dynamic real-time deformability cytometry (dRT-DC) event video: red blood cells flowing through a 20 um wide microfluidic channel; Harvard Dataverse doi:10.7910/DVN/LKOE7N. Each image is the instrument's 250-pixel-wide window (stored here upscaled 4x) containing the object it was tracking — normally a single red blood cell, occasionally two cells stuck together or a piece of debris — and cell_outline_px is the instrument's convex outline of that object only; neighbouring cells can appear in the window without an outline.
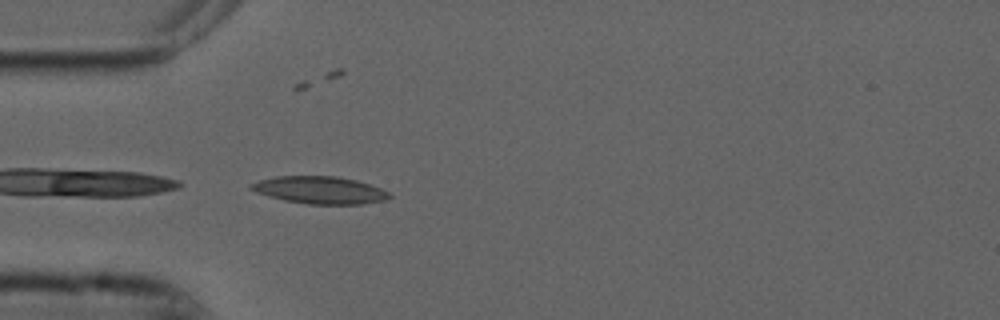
{"species": "common noctule bat (a hibernating species)", "species_latin": "Nyctalus noctula", "temperature_condition": "cold", "stored_images_in_passage": 39, "camera_frame_rate_fps": 3000, "um_per_image_px": 0.085, "animal": {"sex": "male", "forearm_length_mm": 52.5}, "frame": {"image": 1, "passage_image": 1, "time_ms": 0.0, "image_size_px": [1000, 320], "cell_outline_px": [[392, 196], [384, 200], [364, 204], [308, 204], [284, 200], [268, 196], [256, 192], [248, 188], [248, 184], [260, 180], [276, 176], [336, 176], [356, 180], [380, 188], [388, 192]], "centroid_in_image_um": [27.15, 16.15], "position_along_channel_um": 57.8, "area_um2": 22.02}}
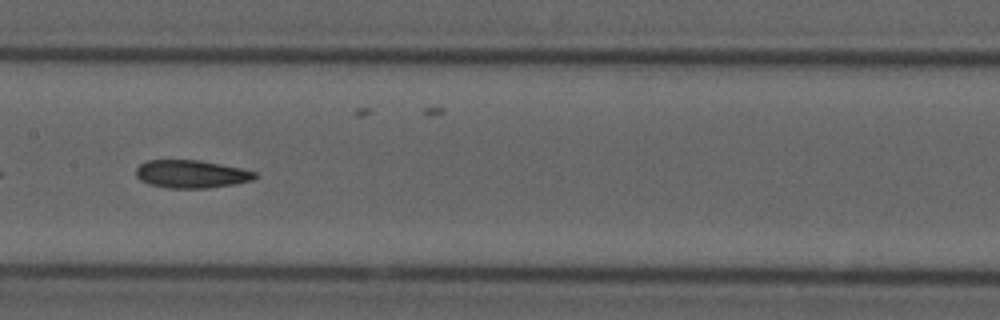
{"frame": {"image": 2, "passage_image": 12, "time_ms": 3.667, "image_size_px": [1000, 320], "cell_outline_px": [[260, 176], [252, 180], [232, 184], [208, 188], [168, 188], [148, 184], [140, 180], [136, 176], [136, 168], [140, 164], [148, 160], [200, 160], [240, 168], [256, 172]], "centroid_in_image_um": [16.25, 14.79], "position_along_channel_um": 191.1, "area_um2": 19.36}}
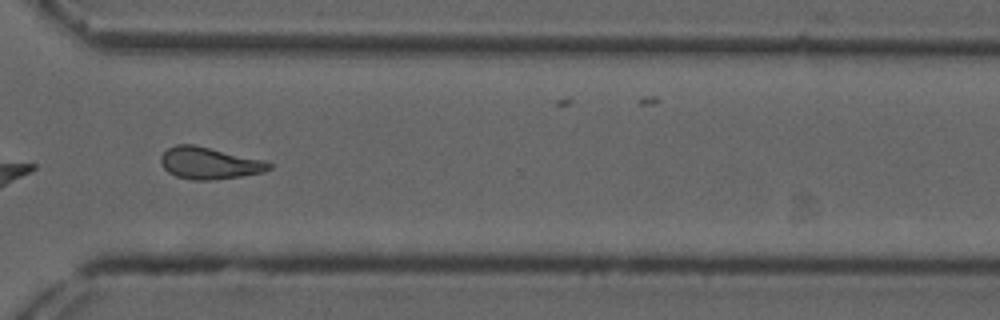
{"frame": {"image": 3, "passage_image": 25, "time_ms": 8.0, "image_size_px": [1000, 320], "cell_outline_px": [[272, 168], [264, 172], [240, 176], [212, 180], [192, 180], [176, 176], [168, 172], [164, 168], [160, 160], [160, 156], [168, 148], [176, 144], [192, 144], [264, 160], [272, 164]], "centroid_in_image_um": [17.78, 13.87], "position_along_channel_um": 352.8, "area_um2": 20.0}, "authors_computed_cell_mechanics": {"area_um2": 19.652, "velocity_mm_per_s": 3.7378, "shape_relaxation_time_tau1_ms": null, "shape_relaxation_time_tau2_ms": 4.8564, "deformation_change_tau1": null, "deformation_change_tau2": 0.1341}}